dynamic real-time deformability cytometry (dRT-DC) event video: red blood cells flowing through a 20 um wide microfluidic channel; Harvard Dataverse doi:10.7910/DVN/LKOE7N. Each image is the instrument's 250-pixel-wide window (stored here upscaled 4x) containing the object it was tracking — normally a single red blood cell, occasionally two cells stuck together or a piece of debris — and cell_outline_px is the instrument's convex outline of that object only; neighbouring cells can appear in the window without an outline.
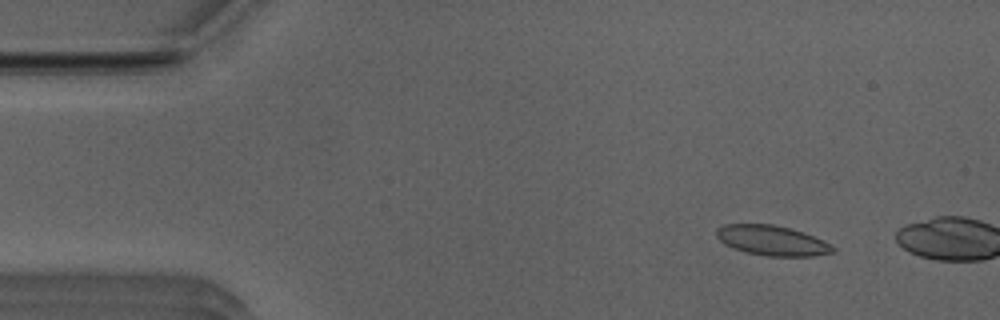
{"species": "Egyptian fruit bat (a non-hibernating species)", "species_latin": "Rousettus aegyptiacus", "temperature_condition": "room temperature", "stored_images_in_passage": 8, "camera_frame_rate_fps": 3000, "um_per_image_px": 0.085, "animal": {"sex": "male"}, "frame": {"image": 1, "passage_image": 5, "time_ms": 1.333, "image_size_px": [1000, 320], "cell_outline_px": [[836, 252], [812, 256], [768, 256], [748, 252], [732, 248], [724, 244], [716, 236], [716, 228], [724, 224], [772, 224], [788, 228], [812, 236], [832, 244], [836, 248]], "centroid_in_image_um": [65.61, 20.45], "position_along_channel_um": 19.4, "area_um2": 20.23}}